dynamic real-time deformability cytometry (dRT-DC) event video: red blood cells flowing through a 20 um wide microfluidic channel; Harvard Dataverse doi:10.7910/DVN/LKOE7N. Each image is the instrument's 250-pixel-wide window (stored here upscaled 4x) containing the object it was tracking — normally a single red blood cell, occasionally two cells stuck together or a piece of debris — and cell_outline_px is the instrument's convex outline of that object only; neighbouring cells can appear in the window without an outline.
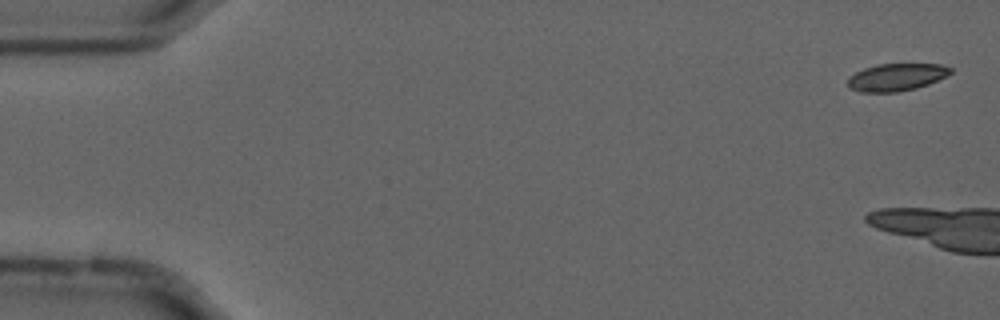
{"species": "common noctule bat (a hibernating species)", "species_latin": "Nyctalus noctula", "temperature_condition": "cold", "stored_images_in_passage": 14, "camera_frame_rate_fps": 3000, "um_per_image_px": 0.085, "animal": {"sex": "male", "forearm_length_mm": 52.5}, "frame": {"image": 1, "passage_image": 2, "time_ms": 0.333, "image_size_px": [1000, 320], "cell_outline_px": [[952, 72], [928, 84], [916, 88], [896, 92], [860, 92], [848, 88], [848, 76], [864, 68], [876, 64], [940, 64], [952, 68]], "centroid_in_image_um": [76.15, 6.56], "position_along_channel_um": 8.9, "area_um2": 16.36}}